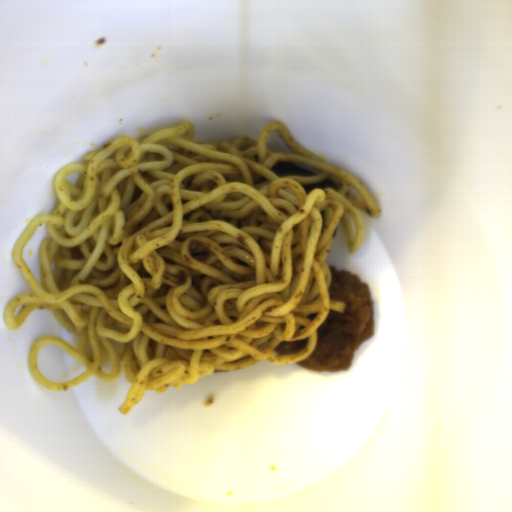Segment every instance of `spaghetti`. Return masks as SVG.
Instances as JSON below:
<instances>
[{
  "label": "spaghetti",
  "instance_id": "obj_1",
  "mask_svg": "<svg viewBox=\"0 0 512 512\" xmlns=\"http://www.w3.org/2000/svg\"><path fill=\"white\" fill-rule=\"evenodd\" d=\"M278 130L292 152H271ZM186 121L137 138L123 136L59 169L56 207L36 215L12 249L32 293L5 307L7 327L20 329L34 309L53 312L74 347L44 335L27 366L44 389L67 391L92 376L132 383L120 411L146 390L182 389L214 372L264 360L289 364L310 357L318 328L345 304L330 299L327 257L342 221L349 254L364 242L362 214L378 218L374 197L347 171L299 145L284 123L231 143L196 142ZM279 160L322 169L317 176H278ZM80 173L74 186L65 177ZM333 188L304 191L327 177ZM49 235L39 255V281L21 252L40 224ZM178 270L188 280L176 285ZM306 346L276 355L281 341ZM61 346L87 371L53 384L35 365L41 346ZM110 355L111 372L97 366Z\"/></svg>",
  "mask_w": 512,
  "mask_h": 512
}]
</instances>
